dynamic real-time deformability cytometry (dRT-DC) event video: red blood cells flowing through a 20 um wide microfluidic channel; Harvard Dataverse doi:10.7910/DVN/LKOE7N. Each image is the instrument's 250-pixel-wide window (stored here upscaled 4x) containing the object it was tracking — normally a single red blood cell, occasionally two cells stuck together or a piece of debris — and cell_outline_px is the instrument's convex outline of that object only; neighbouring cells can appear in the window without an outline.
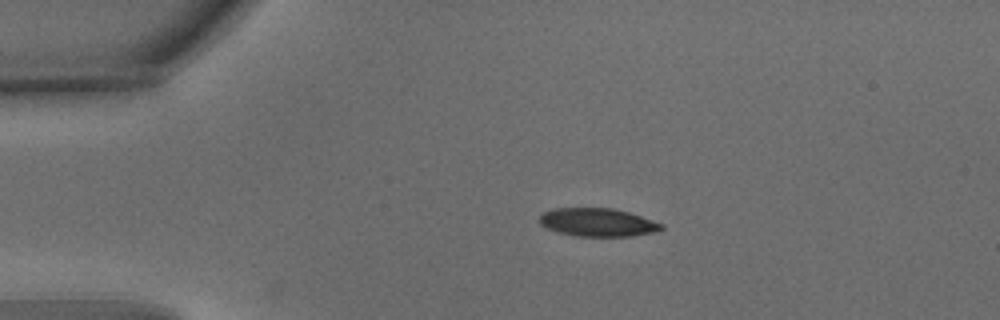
{"species": "common noctule bat (a hibernating species)", "species_latin": "Nyctalus noctula", "temperature_condition": "warm", "stored_images_in_passage": 55, "camera_frame_rate_fps": 3000, "um_per_image_px": 0.085, "animal": {"sex": "male", "body_mass_g": 15.6}, "frame": {"image": 1, "passage_image": 12, "time_ms": 3.667, "image_size_px": [1000, 320], "cell_outline_px": [[664, 228], [656, 232], [632, 236], [580, 236], [560, 232], [548, 228], [540, 224], [540, 216], [544, 212], [556, 208], [612, 208], [628, 212], [664, 224]], "centroid_in_image_um": [50.85, 18.9], "position_along_channel_um": 34.2, "area_um2": 19.83}}
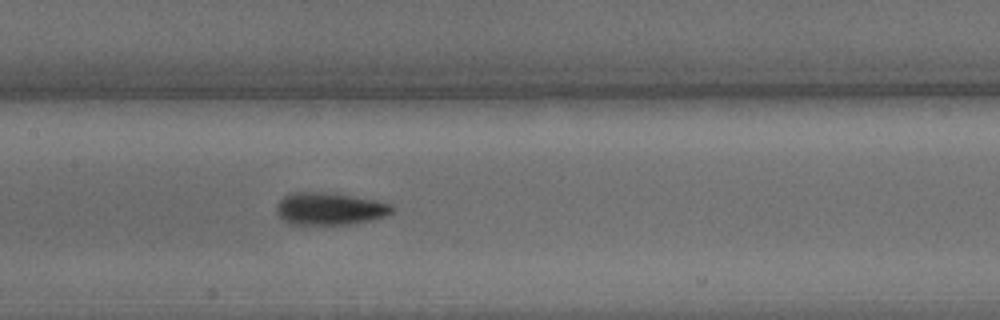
{"frame": {"image": 2, "passage_image": 27, "time_ms": 8.667, "image_size_px": [1000, 320], "cell_outline_px": [[396, 208], [392, 212], [384, 216], [372, 220], [348, 224], [288, 224], [276, 212], [276, 204], [284, 196], [292, 192], [336, 192], [392, 204]], "centroid_in_image_um": [28.02, 17.73], "position_along_channel_um": 179.4, "area_um2": 21.96}}
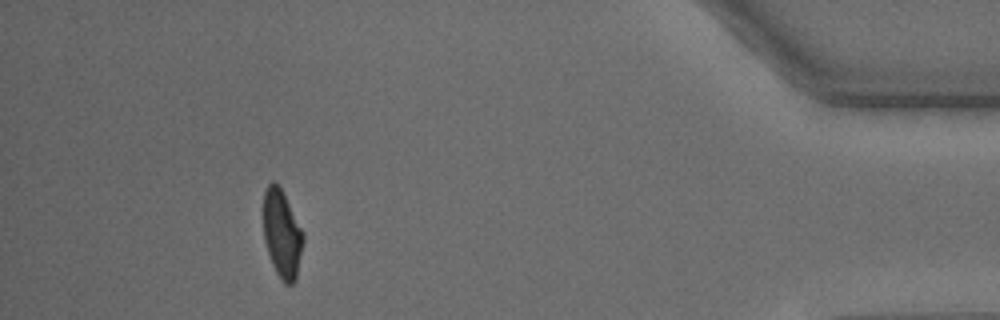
{"frame": {"image": 3, "passage_image": 50, "time_ms": 16.333, "image_size_px": [1000, 320], "cell_outline_px": [[304, 240], [296, 280], [292, 284], [284, 284], [280, 280], [272, 264], [264, 240], [264, 192], [268, 184], [272, 180], [276, 180], [304, 232]], "centroid_in_image_um": [23.98, 19.9], "position_along_channel_um": 411.2, "area_um2": 20.46}, "authors_computed_cell_mechanics": {"area_um2": 21.097, "velocity_mm_per_s": 3.7604, "shape_relaxation_time_tau1_ms": 3.07, "shape_relaxation_time_tau2_ms": 1.5611, "deformation_change_tau1": 0.1571, "deformation_change_tau2": 0.0745}}